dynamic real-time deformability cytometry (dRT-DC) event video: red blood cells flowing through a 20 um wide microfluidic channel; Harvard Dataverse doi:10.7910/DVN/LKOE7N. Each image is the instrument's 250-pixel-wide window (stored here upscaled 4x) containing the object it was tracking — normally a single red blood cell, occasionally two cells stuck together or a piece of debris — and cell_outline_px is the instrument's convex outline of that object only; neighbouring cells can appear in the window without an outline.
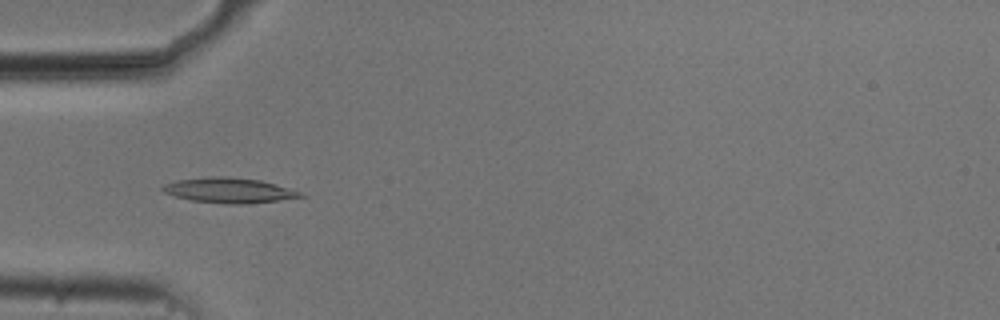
{"species": "common noctule bat (a hibernating species)", "species_latin": "Nyctalus noctula", "temperature_condition": "cold", "stored_images_in_passage": 53, "camera_frame_rate_fps": 3000, "um_per_image_px": 0.085, "animal": {"sex": "male", "body_mass_g": 20.5, "forearm_length_mm": 52.5}, "frame": {"image": 1, "passage_image": 16, "time_ms": 5.0, "image_size_px": [1000, 320], "cell_outline_px": [[308, 196], [248, 204], [228, 204], [192, 200], [176, 196], [164, 192], [160, 188], [164, 184], [176, 180], [208, 176], [228, 176], [260, 180], [276, 184], [300, 192]], "centroid_in_image_um": [19.47, 16.17], "position_along_channel_um": 65.5, "area_um2": 20.17}}
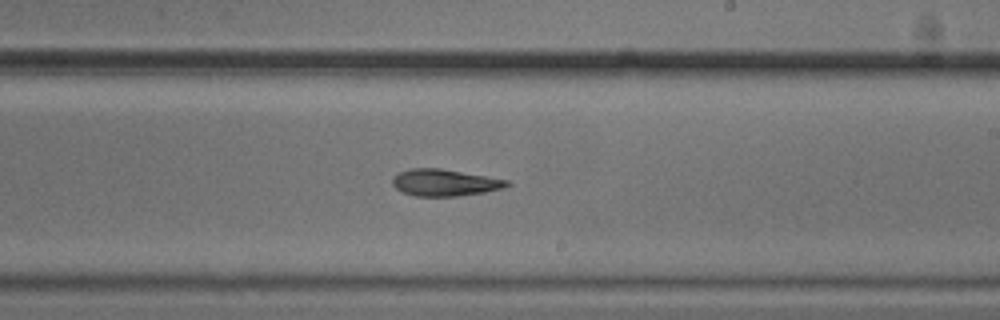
{"frame": {"image": 2, "passage_image": 31, "time_ms": 10.0, "image_size_px": [1000, 320], "cell_outline_px": [[512, 184], [504, 188], [484, 192], [460, 196], [416, 196], [404, 192], [396, 188], [392, 184], [392, 180], [400, 172], [412, 168], [440, 168], [508, 180]], "centroid_in_image_um": [37.83, 15.52], "position_along_channel_um": 251.2, "area_um2": 17.69}}
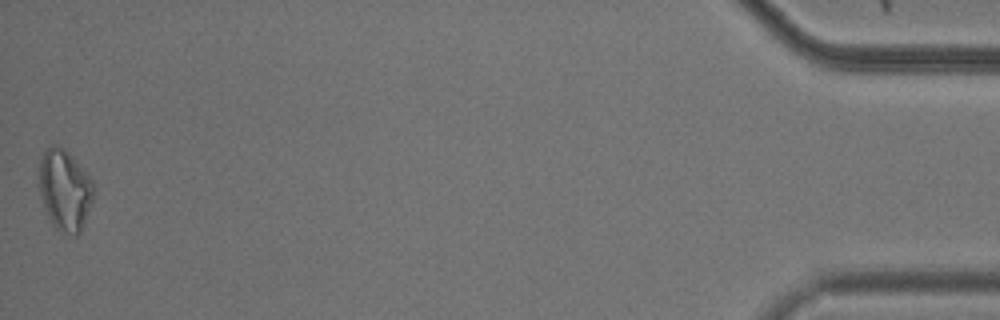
{"frame": {"image": 3, "passage_image": 53, "time_ms": 17.333, "image_size_px": [1000, 320], "cell_outline_px": [[96, 192], [80, 232], [76, 236], [56, 228], [48, 220], [36, 184], [40, 160], [44, 152], [52, 144], [64, 148], [76, 160], [92, 180]], "centroid_in_image_um": [5.48, 16.14], "position_along_channel_um": 429.7, "area_um2": 26.18}}